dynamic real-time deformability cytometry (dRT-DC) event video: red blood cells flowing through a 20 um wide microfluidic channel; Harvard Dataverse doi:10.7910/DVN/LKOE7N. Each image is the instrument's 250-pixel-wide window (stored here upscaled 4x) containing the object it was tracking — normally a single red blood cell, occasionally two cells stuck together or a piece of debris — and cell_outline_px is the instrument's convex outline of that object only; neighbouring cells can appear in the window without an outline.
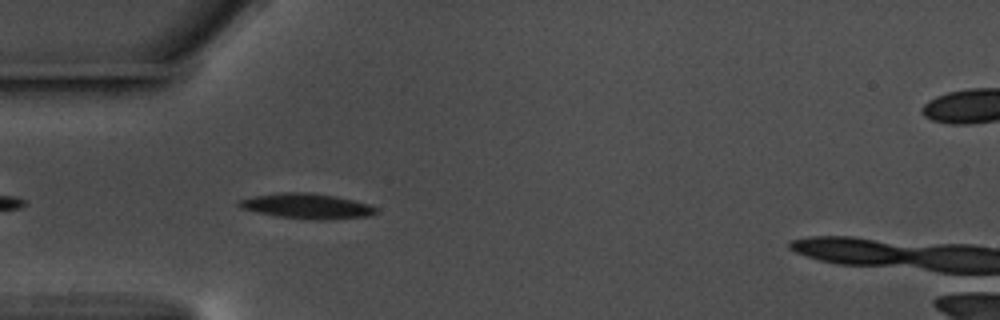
{"species": "common noctule bat (a hibernating species)", "species_latin": "Nyctalus noctula", "temperature_condition": "warm", "stored_images_in_passage": 24, "camera_frame_rate_fps": 3000, "um_per_image_px": 0.085, "animal": {"sex": "male", "body_mass_g": 17.5, "forearm_length_mm": 52.3}, "frame": {"image": 1, "passage_image": 3, "time_ms": 0.667, "image_size_px": [1000, 320], "cell_outline_px": [[380, 212], [372, 216], [324, 220], [276, 216], [240, 208], [236, 204], [240, 200], [252, 196], [280, 192], [312, 192], [336, 196], [368, 204], [376, 208]], "centroid_in_image_um": [26.11, 17.51], "position_along_channel_um": 58.9, "area_um2": 20.17}}
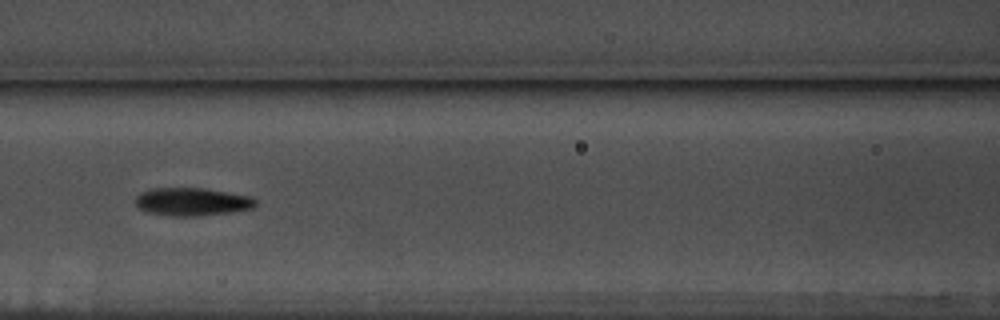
{"frame": {"image": 2, "passage_image": 11, "time_ms": 3.333, "image_size_px": [1000, 320], "cell_outline_px": [[256, 204], [252, 208], [232, 212], [196, 216], [168, 216], [148, 212], [140, 208], [136, 204], [136, 196], [144, 192], [156, 188], [204, 188], [228, 192], [248, 196], [256, 200]], "centroid_in_image_um": [16.34, 17.15], "position_along_channel_um": 150.3, "area_um2": 19.36}}
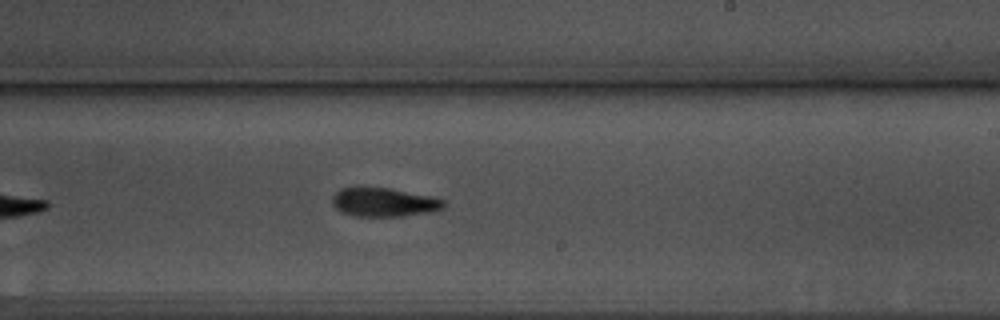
{"frame": {"image": 3, "passage_image": 20, "time_ms": 6.333, "image_size_px": [1000, 320], "cell_outline_px": [[444, 208], [428, 212], [404, 216], [356, 216], [344, 212], [336, 208], [332, 204], [332, 196], [340, 188], [356, 184], [388, 188], [432, 196], [444, 200]], "centroid_in_image_um": [32.57, 17.14], "position_along_channel_um": 256.4, "area_um2": 19.13}}